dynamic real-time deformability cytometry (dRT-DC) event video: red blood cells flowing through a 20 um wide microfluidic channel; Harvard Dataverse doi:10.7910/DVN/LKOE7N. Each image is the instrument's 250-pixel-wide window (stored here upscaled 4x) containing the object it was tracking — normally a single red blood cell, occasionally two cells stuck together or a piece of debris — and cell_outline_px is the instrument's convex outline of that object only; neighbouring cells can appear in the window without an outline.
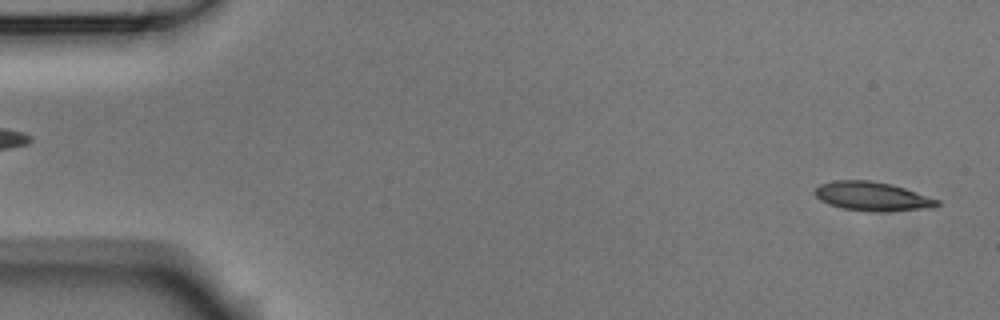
{"species": "Egyptian fruit bat (a non-hibernating species)", "species_latin": "Rousettus aegyptiacus", "temperature_condition": "room temperature", "stored_images_in_passage": 6, "segment_of_instrument_passage": [2, 2], "camera_frame_rate_fps": 3000, "um_per_image_px": 0.085, "animal": {"sex": "male"}, "frame": {"image": 1, "passage_image": 6, "time_ms": 1.667, "image_size_px": [1000, 320], "cell_outline_px": [[940, 204], [932, 208], [844, 208], [828, 204], [820, 200], [816, 196], [816, 188], [820, 184], [832, 180], [872, 180], [892, 184], [940, 200]], "centroid_in_image_um": [74.09, 16.61], "position_along_channel_um": 10.9, "area_um2": 19.31}}